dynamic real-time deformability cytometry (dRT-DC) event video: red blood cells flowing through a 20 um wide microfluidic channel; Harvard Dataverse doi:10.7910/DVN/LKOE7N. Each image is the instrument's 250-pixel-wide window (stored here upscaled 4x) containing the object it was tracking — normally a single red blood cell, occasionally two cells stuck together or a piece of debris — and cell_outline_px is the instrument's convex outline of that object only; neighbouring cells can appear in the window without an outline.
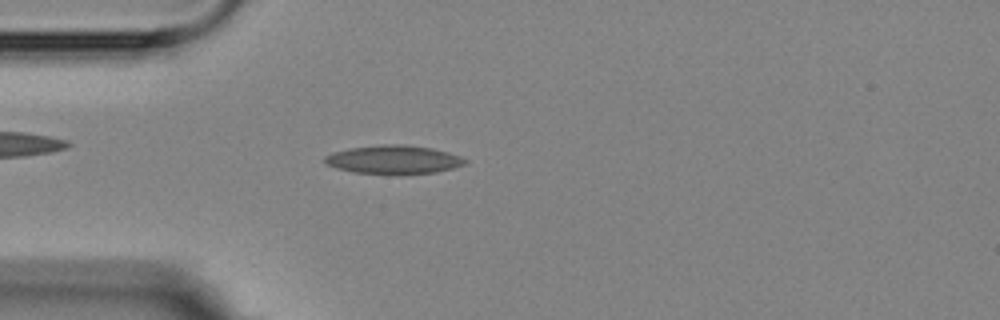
{"species": "Egyptian fruit bat (a non-hibernating species)", "species_latin": "Rousettus aegyptiacus", "temperature_condition": "room temperature", "stored_images_in_passage": 4, "camera_frame_rate_fps": 3000, "um_per_image_px": 0.085, "animal": {"sex": "female"}, "frame": {"image": 1, "passage_image": 4, "time_ms": 3.333, "image_size_px": [1000, 320], "cell_outline_px": [[468, 160], [464, 164], [452, 168], [436, 172], [356, 172], [336, 168], [328, 164], [324, 160], [324, 156], [332, 152], [352, 148], [384, 144], [404, 144], [432, 148], [448, 152], [460, 156]], "centroid_in_image_um": [33.46, 13.53], "position_along_channel_um": 51.5, "area_um2": 22.48}}